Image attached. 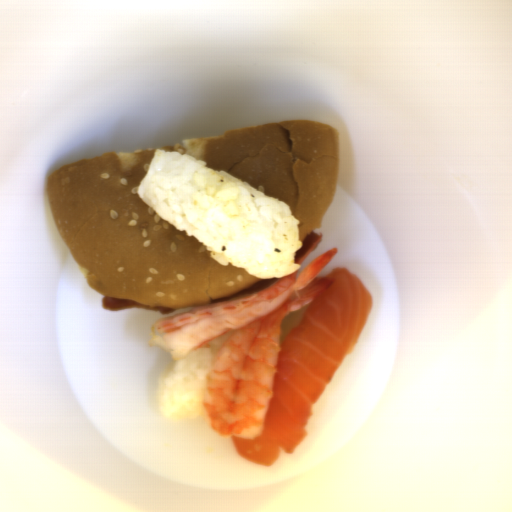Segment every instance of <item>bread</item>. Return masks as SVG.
Here are the masks:
<instances>
[{
  "label": "bread",
  "instance_id": "bread-1",
  "mask_svg": "<svg viewBox=\"0 0 512 512\" xmlns=\"http://www.w3.org/2000/svg\"><path fill=\"white\" fill-rule=\"evenodd\" d=\"M157 149L188 153L287 203L298 238L321 229L336 197L338 130L286 120L184 140L107 152L59 167L46 184L59 237L90 287L148 307L194 309L259 288L241 267L223 266L192 235L161 218L141 198Z\"/></svg>",
  "mask_w": 512,
  "mask_h": 512
}]
</instances>
